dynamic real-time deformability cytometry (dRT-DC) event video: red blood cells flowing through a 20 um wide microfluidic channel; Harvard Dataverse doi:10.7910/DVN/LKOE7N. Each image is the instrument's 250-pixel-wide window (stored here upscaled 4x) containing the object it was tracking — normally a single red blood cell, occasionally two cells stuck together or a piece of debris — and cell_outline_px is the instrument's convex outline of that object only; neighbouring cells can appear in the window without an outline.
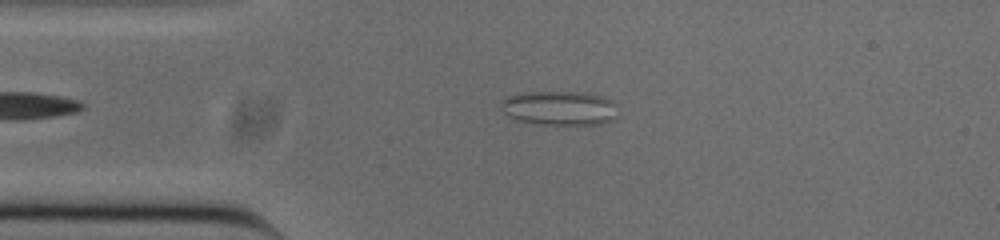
{"species": "common noctule bat (a hibernating species)", "species_latin": "Nyctalus noctula", "temperature_condition": "cold", "stored_images_in_passage": 47, "camera_frame_rate_fps": 3000, "um_per_image_px": 0.085, "animal": {"sex": "male", "body_mass_g": 20.0, "forearm_length_mm": 53.3}, "frame": {"image": 1, "passage_image": 10, "time_ms": 3.0, "image_size_px": [1000, 240], "cell_outline_px": [[612, 120], [600, 124], [540, 124], [516, 120], [508, 116], [500, 108], [500, 104], [508, 96], [524, 92], [584, 92], [600, 96], [612, 100]], "centroid_in_image_um": [47.46, 9.18], "position_along_channel_um": 37.5, "area_um2": 22.89}}
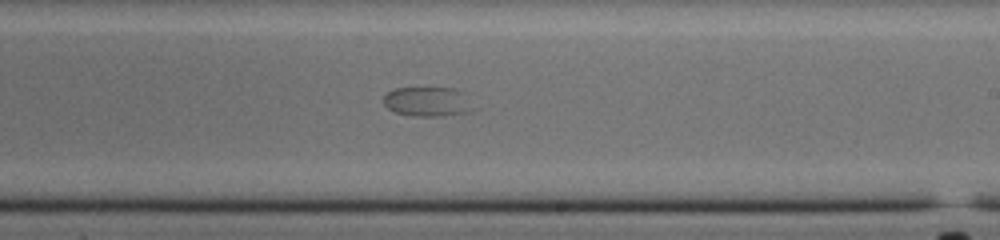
{"frame": {"image": 2, "passage_image": 29, "time_ms": 9.333, "image_size_px": [1000, 240], "cell_outline_px": [[476, 108], [472, 112], [444, 116], [412, 116], [396, 112], [388, 108], [384, 104], [384, 96], [388, 92], [396, 88], [456, 88]], "centroid_in_image_um": [36.37, 8.66], "position_along_channel_um": 252.6, "area_um2": 15.43}}
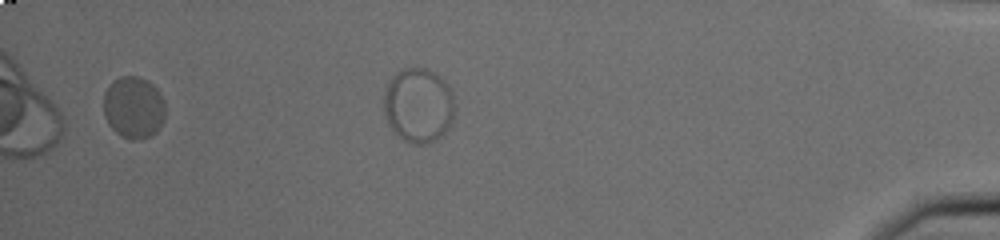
{"frame": {"image": 3, "passage_image": 45, "time_ms": 14.667, "image_size_px": [1000, 240], "cell_outline_px": [[164, 116], [160, 128], [152, 136], [140, 140], [128, 140], [120, 136], [108, 124], [104, 116], [104, 92], [112, 80], [120, 76], [140, 76], [148, 80], [156, 88], [164, 100]], "centroid_in_image_um": [11.35, 9.14], "position_along_channel_um": 423.9, "area_um2": 22.72}}